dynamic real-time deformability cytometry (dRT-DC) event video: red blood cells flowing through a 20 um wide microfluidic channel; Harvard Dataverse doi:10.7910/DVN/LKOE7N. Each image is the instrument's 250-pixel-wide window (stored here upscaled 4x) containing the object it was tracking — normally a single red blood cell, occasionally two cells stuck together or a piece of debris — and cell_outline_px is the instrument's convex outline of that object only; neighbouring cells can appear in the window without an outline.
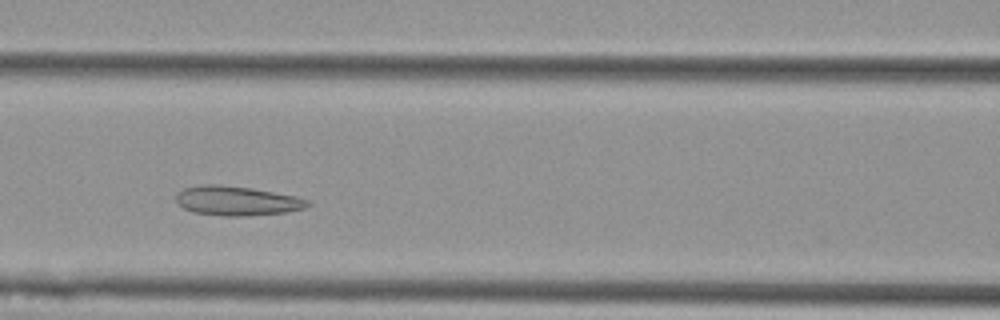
{"species": "Egyptian fruit bat (a non-hibernating species)", "species_latin": "Rousettus aegyptiacus", "temperature_condition": "cold", "stored_images_in_passage": 5, "camera_frame_rate_fps": 3000, "um_per_image_px": 0.085, "animal": {"sex": "female"}, "frame": {"image": 1, "passage_image": 4, "time_ms": 1.0, "image_size_px": [1000, 320], "cell_outline_px": [[312, 204], [304, 208], [288, 212], [248, 216], [220, 216], [192, 212], [184, 208], [176, 200], [176, 192], [184, 188], [204, 184], [216, 184], [252, 188], [296, 196], [308, 200]], "centroid_in_image_um": [20.14, 17.07], "position_along_channel_um": 146.5, "area_um2": 22.72}}
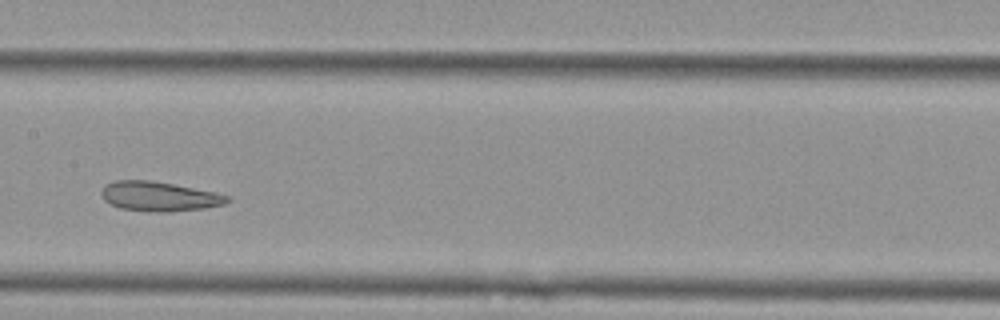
{"frame": {"image": 2, "passage_image": 5, "time_ms": 1.333, "image_size_px": [1000, 320], "cell_outline_px": [[228, 200], [224, 204], [204, 208], [168, 212], [148, 212], [120, 208], [104, 200], [100, 192], [104, 184], [116, 180], [148, 180], [172, 184], [216, 192], [228, 196]], "centroid_in_image_um": [13.48, 16.69], "position_along_channel_um": 193.9, "area_um2": 21.62}}